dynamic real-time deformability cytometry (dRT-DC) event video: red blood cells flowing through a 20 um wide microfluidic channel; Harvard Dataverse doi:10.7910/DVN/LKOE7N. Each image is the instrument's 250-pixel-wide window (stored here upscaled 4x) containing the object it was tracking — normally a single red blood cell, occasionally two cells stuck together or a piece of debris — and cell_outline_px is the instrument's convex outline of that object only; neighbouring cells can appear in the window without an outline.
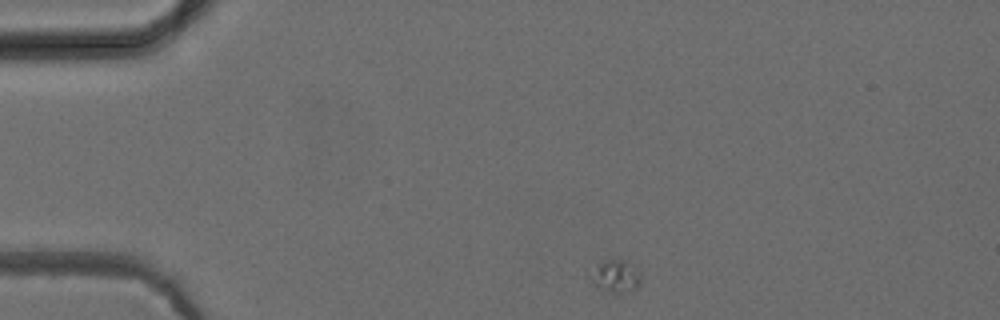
{"species": "common noctule bat (a hibernating species)", "species_latin": "Nyctalus noctula", "temperature_condition": "cold", "stored_images_in_passage": 44, "camera_frame_rate_fps": 3000, "um_per_image_px": 0.085, "animal": {"sex": "female", "body_mass_g": 24.6, "forearm_length_mm": 56.2}, "frame": {"image": 1, "passage_image": 1, "time_ms": 0.0, "image_size_px": [1000, 320], "cell_outline_px": [[644, 272], [640, 284], [636, 288], [616, 292], [600, 288], [592, 284], [584, 268], [604, 260], [624, 260], [640, 268]], "centroid_in_image_um": [52.26, 23.4], "position_along_channel_um": 32.7, "area_um2": 10.17}}
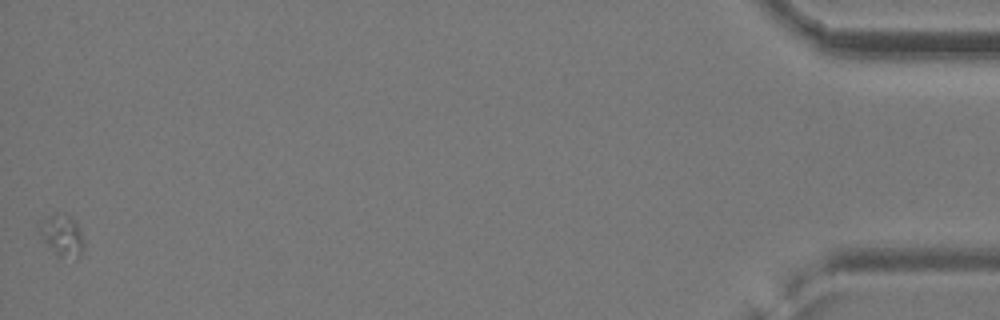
{"frame": {"image": 2, "passage_image": 44, "time_ms": 14.333, "image_size_px": [1000, 320], "cell_outline_px": [[84, 248], [80, 256], [60, 256], [44, 240], [36, 228], [36, 220], [44, 216], [56, 212], [68, 216], [76, 220], [80, 228], [84, 240]], "centroid_in_image_um": [5.23, 19.9], "position_along_channel_um": 430.0, "area_um2": 10.92}}